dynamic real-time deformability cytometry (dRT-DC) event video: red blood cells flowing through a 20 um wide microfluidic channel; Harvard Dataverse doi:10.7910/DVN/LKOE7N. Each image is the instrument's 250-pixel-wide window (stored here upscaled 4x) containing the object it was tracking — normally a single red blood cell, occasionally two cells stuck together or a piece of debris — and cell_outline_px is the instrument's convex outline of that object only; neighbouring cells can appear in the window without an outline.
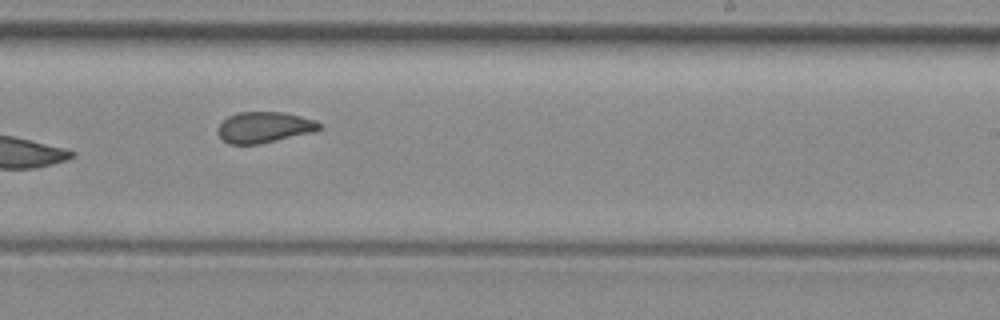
{"species": "common noctule bat (a hibernating species)", "species_latin": "Nyctalus noctula", "temperature_condition": "room temperature", "stored_images_in_passage": 9, "camera_frame_rate_fps": 3000, "um_per_image_px": 0.085, "animal": {"sex": "female", "body_mass_g": 29.2, "forearm_length_mm": 56.3}, "frame": {"image": 1, "passage_image": 9, "time_ms": 9.333, "image_size_px": [1000, 320], "cell_outline_px": [[324, 128], [316, 132], [260, 144], [228, 144], [216, 132], [216, 128], [228, 116], [236, 112], [284, 112], [316, 120]], "centroid_in_image_um": [22.49, 10.82], "position_along_channel_um": 266.5, "area_um2": 18.61}}